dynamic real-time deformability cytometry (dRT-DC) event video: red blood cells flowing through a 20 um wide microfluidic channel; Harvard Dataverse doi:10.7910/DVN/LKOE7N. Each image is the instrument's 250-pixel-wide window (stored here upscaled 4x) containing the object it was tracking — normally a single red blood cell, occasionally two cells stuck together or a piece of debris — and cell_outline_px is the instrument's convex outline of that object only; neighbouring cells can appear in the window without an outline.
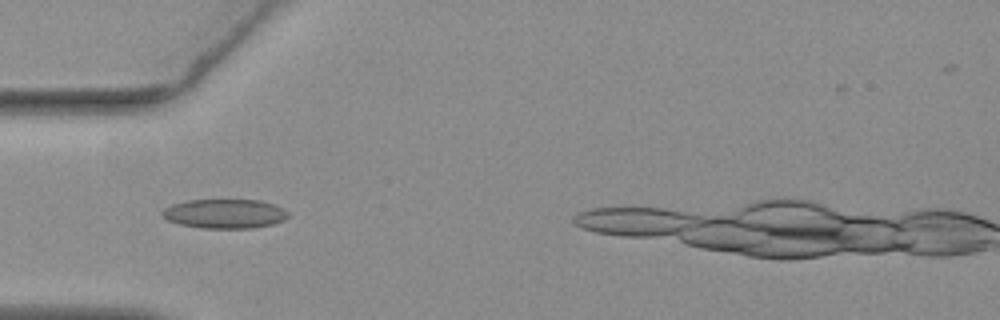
{"species": "common noctule bat (a hibernating species)", "species_latin": "Nyctalus noctula", "temperature_condition": "warm", "stored_images_in_passage": 40, "camera_frame_rate_fps": 3000, "um_per_image_px": 0.085, "animal": {"sex": "female", "body_mass_g": 19.3, "forearm_length_mm": 54.1}, "frame": {"image": 1, "passage_image": 9, "time_ms": 2.667, "image_size_px": [1000, 320], "cell_outline_px": [[288, 216], [284, 220], [272, 224], [252, 228], [200, 228], [180, 224], [168, 220], [160, 212], [164, 208], [172, 204], [188, 200], [260, 200], [272, 204], [288, 212]], "centroid_in_image_um": [19.07, 18.17], "position_along_channel_um": 65.9, "area_um2": 21.33}}
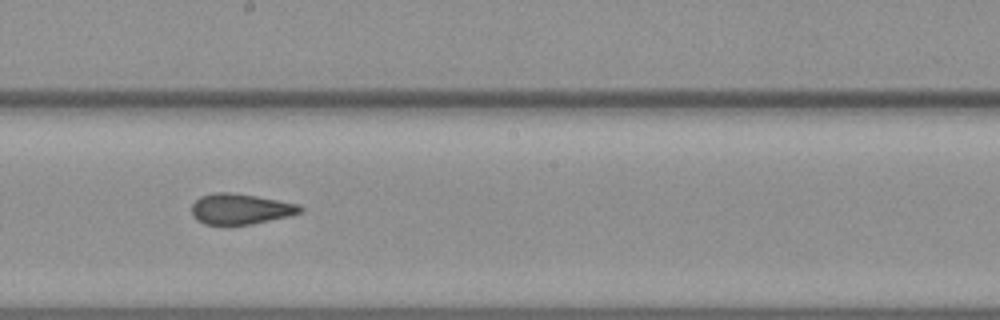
{"frame": {"image": 2, "passage_image": 22, "time_ms": 7.0, "image_size_px": [1000, 320], "cell_outline_px": [[304, 208], [300, 212], [288, 216], [252, 224], [224, 228], [204, 224], [196, 220], [192, 216], [192, 204], [200, 196], [216, 192], [232, 192], [256, 196], [300, 204]], "centroid_in_image_um": [20.38, 17.8], "position_along_channel_um": 227.8, "area_um2": 20.0}}
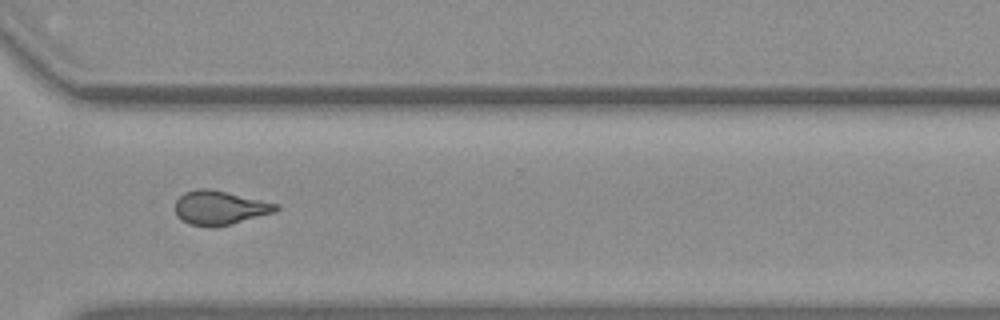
{"frame": {"image": 3, "passage_image": 32, "time_ms": 10.333, "image_size_px": [1000, 320], "cell_outline_px": [[280, 208], [276, 212], [232, 224], [216, 228], [208, 228], [188, 224], [176, 216], [176, 200], [184, 192], [196, 188], [208, 188], [280, 204]], "centroid_in_image_um": [18.68, 17.68], "position_along_channel_um": 351.9, "area_um2": 20.35}, "authors_computed_cell_mechanics": {"area_um2": 19.941, "velocity_mm_per_s": 3.7334, "shape_relaxation_time_tau1_ms": null, "shape_relaxation_time_tau2_ms": 2.7463, "deformation_change_tau1": null, "deformation_change_tau2": 0.0863}}